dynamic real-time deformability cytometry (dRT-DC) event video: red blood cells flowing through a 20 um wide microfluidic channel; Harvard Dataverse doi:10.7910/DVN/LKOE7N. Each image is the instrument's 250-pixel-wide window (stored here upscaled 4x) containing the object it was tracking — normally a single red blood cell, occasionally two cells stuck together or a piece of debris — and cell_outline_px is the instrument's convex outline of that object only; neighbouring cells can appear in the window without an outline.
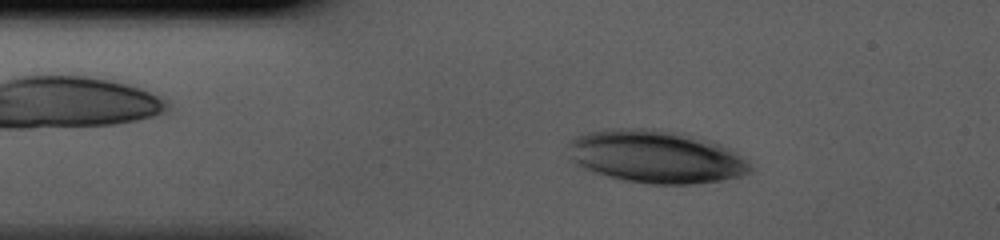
{"species": "human", "species_latin": "Homo sapiens", "temperature_condition": "cold", "stored_images_in_passage": 35, "camera_frame_rate_fps": 3000, "um_per_image_px": 0.085, "donor": {"sex": "male"}, "frame": {"image": 1, "passage_image": 5, "time_ms": 1.333, "image_size_px": [1000, 240], "cell_outline_px": [[752, 172], [740, 176], [724, 180], [692, 184], [648, 184], [624, 180], [592, 172], [580, 168], [568, 160], [568, 144], [576, 136], [584, 132], [604, 128], [660, 128], [684, 132], [700, 136], [712, 140], [728, 148], [740, 156], [752, 168]], "centroid_in_image_um": [55.68, 13.29], "position_along_channel_um": 29.3, "area_um2": 57.16}}
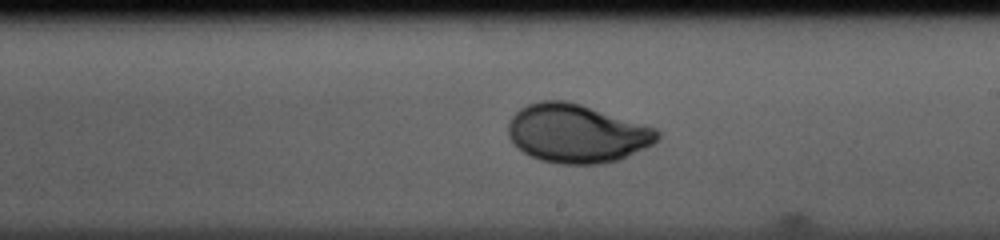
{"frame": {"image": 2, "passage_image": 22, "time_ms": 7.0, "image_size_px": [1000, 240], "cell_outline_px": [[660, 140], [620, 160], [600, 164], [556, 164], [540, 160], [516, 148], [512, 144], [508, 136], [508, 124], [512, 116], [520, 108], [528, 104], [540, 100], [564, 100], [580, 104], [656, 128], [660, 132]], "centroid_in_image_um": [49.01, 11.36], "position_along_channel_um": 240.0, "area_um2": 51.1}}
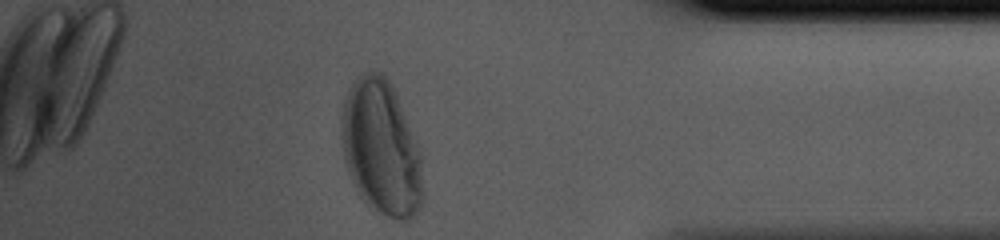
{"frame": {"image": 3, "passage_image": 35, "time_ms": 11.333, "image_size_px": [1000, 240], "cell_outline_px": [[424, 200], [416, 216], [408, 220], [396, 220], [368, 208], [364, 204], [356, 192], [344, 160], [340, 136], [340, 120], [344, 100], [356, 76], [360, 72], [384, 72], [392, 84], [420, 152], [424, 192]], "centroid_in_image_um": [32.39, 12.62], "position_along_channel_um": 402.8, "area_um2": 65.14}}